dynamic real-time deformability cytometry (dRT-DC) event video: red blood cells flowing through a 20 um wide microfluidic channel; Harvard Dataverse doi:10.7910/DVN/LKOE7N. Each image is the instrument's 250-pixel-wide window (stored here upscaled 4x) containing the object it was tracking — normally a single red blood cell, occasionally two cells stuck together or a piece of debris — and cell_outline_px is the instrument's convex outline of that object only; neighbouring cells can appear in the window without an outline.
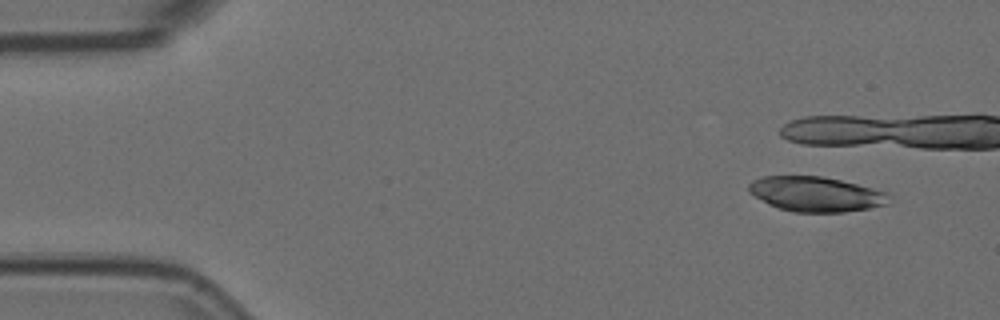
{"species": "Egyptian fruit bat (a non-hibernating species)", "species_latin": "Rousettus aegyptiacus", "temperature_condition": "room temperature", "stored_images_in_passage": 7, "camera_frame_rate_fps": 3000, "um_per_image_px": 0.085, "animal": {"sex": "female"}, "frame": {"image": 1, "passage_image": 2, "time_ms": 0.333, "image_size_px": [1000, 320], "cell_outline_px": [[888, 204], [868, 208], [844, 212], [792, 212], [768, 204], [748, 192], [748, 184], [752, 180], [764, 176], [824, 176], [888, 192]], "centroid_in_image_um": [69.32, 16.49], "position_along_channel_um": 15.7, "area_um2": 28.44}}